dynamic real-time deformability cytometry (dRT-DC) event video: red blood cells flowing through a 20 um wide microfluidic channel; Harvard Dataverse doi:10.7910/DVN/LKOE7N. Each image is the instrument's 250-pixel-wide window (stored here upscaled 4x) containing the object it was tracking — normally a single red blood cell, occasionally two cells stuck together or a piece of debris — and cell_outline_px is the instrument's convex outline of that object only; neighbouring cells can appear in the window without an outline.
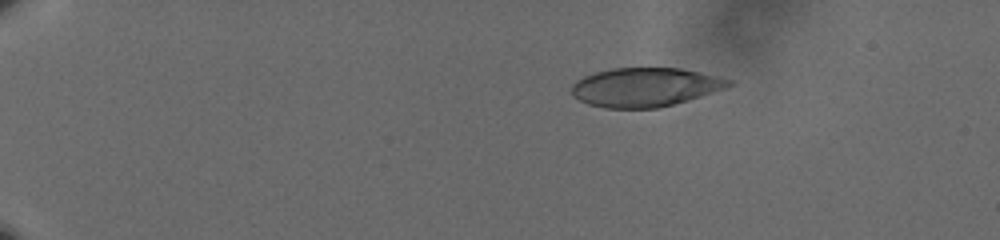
{"species": "human", "species_latin": "Homo sapiens", "temperature_condition": "cold", "stored_images_in_passage": 49, "camera_frame_rate_fps": 3000, "um_per_image_px": 0.085, "donor": {"sex": "male"}, "frame": {"image": 1, "passage_image": 1, "time_ms": 0.0, "image_size_px": [1000, 240], "cell_outline_px": [[736, 84], [724, 88], [672, 104], [656, 108], [604, 108], [588, 104], [572, 96], [572, 84], [576, 80], [584, 76], [596, 72], [612, 68], [680, 68], [700, 72], [732, 80]], "centroid_in_image_um": [54.79, 7.4], "position_along_channel_um": 30.2, "area_um2": 35.32}}
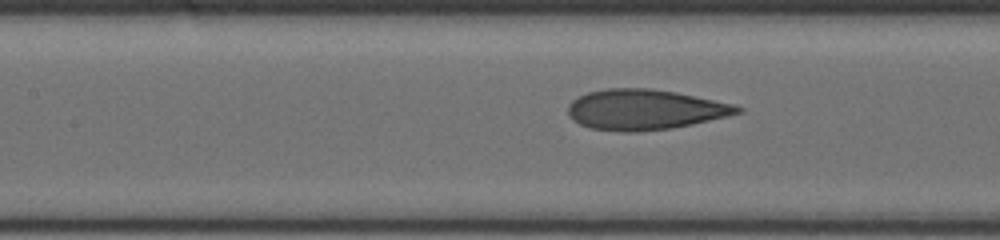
{"frame": {"image": 2, "passage_image": 20, "time_ms": 6.333, "image_size_px": [1000, 240], "cell_outline_px": [[744, 112], [728, 116], [692, 124], [672, 128], [636, 132], [620, 132], [588, 128], [572, 120], [568, 116], [568, 104], [572, 100], [588, 92], [608, 88], [652, 88], [676, 92], [736, 104], [744, 108]], "centroid_in_image_um": [54.82, 9.32], "position_along_channel_um": 152.6, "area_um2": 40.23}}
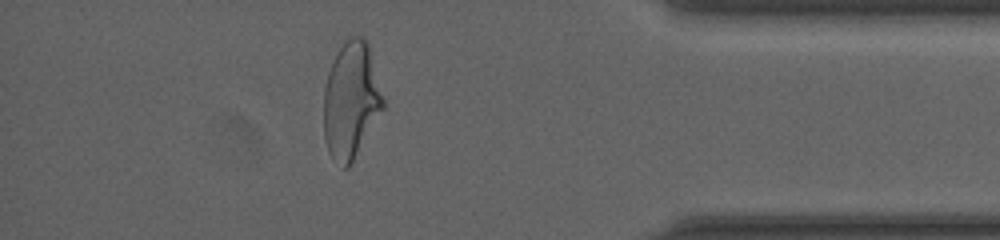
{"frame": {"image": 3, "passage_image": 43, "time_ms": 14.0, "image_size_px": [1000, 240], "cell_outline_px": [[384, 108], [348, 168], [344, 168], [328, 152], [324, 140], [324, 88], [328, 72], [336, 52], [352, 36], [364, 36], [368, 40], [384, 100]], "centroid_in_image_um": [29.84, 8.5], "position_along_channel_um": 405.4, "area_um2": 40.17}, "authors_computed_cell_mechanics": {"area_um2": 39.1884, "velocity_mm_per_s": 3.6161, "shape_relaxation_time_tau1_ms": 6.0615, "shape_relaxation_time_tau2_ms": 1.1797, "deformation_change_tau1": 0.1992, "deformation_change_tau2": 0.0955}}